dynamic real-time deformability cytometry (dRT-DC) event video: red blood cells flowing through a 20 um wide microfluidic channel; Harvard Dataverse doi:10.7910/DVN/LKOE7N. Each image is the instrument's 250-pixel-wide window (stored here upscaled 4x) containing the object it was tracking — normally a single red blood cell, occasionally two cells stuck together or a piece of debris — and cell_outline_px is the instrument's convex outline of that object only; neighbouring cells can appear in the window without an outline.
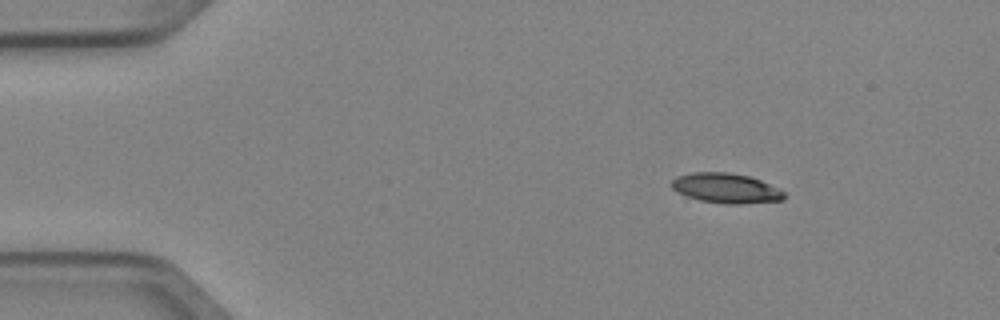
{"species": "Egyptian fruit bat (a non-hibernating species)", "species_latin": "Rousettus aegyptiacus", "temperature_condition": "cold", "stored_images_in_passage": 6, "camera_frame_rate_fps": 3000, "um_per_image_px": 0.085, "animal": {"sex": "female"}, "frame": {"image": 1, "passage_image": 2, "time_ms": 0.333, "image_size_px": [1000, 320], "cell_outline_px": [[784, 200], [740, 204], [724, 204], [700, 200], [676, 192], [672, 188], [672, 180], [676, 176], [692, 172], [728, 172], [748, 176], [760, 180], [780, 188], [784, 192]], "centroid_in_image_um": [61.71, 15.99], "position_along_channel_um": 23.3, "area_um2": 19.65}}
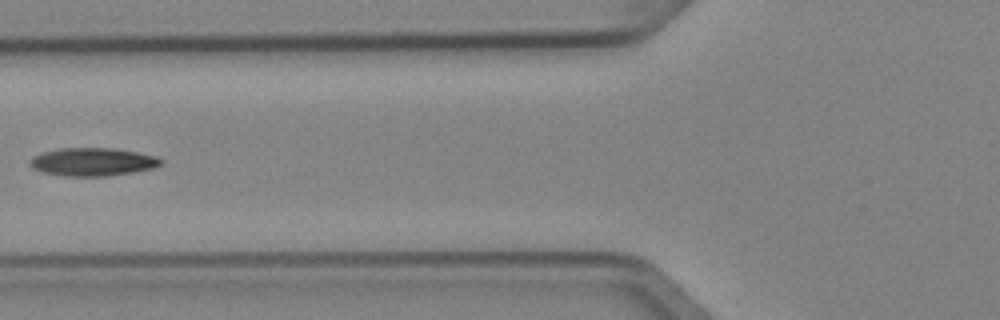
{"frame": {"image": 2, "passage_image": 5, "time_ms": 1.333, "image_size_px": [1000, 320], "cell_outline_px": [[164, 164], [152, 168], [132, 172], [108, 176], [64, 176], [40, 172], [32, 168], [28, 164], [28, 160], [32, 156], [40, 152], [60, 148], [116, 148], [156, 156], [164, 160]], "centroid_in_image_um": [7.83, 13.75], "position_along_channel_um": 118.0, "area_um2": 21.79}}